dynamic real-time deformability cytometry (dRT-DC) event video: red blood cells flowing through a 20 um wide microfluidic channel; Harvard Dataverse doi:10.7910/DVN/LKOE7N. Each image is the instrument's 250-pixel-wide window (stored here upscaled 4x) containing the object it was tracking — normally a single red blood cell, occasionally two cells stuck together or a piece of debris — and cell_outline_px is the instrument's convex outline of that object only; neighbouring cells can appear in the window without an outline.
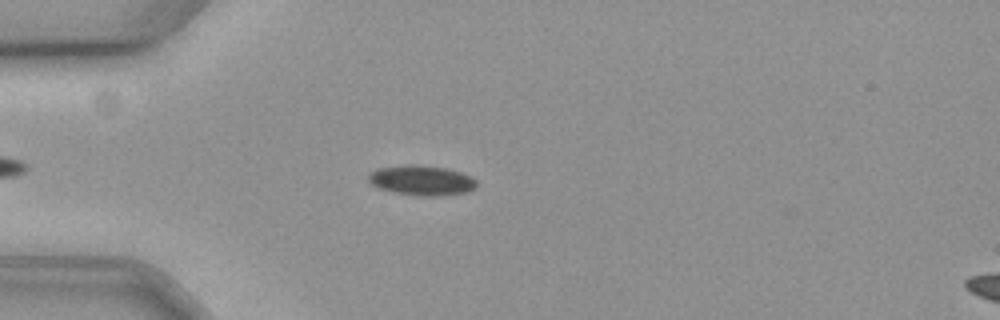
{"species": "common noctule bat (a hibernating species)", "species_latin": "Nyctalus noctula", "temperature_condition": "cold", "stored_images_in_passage": 51, "camera_frame_rate_fps": 3000, "um_per_image_px": 0.085, "animal": {"sex": "female", "body_mass_g": 19.3, "forearm_length_mm": 54.1}, "frame": {"image": 1, "passage_image": 9, "time_ms": 2.667, "image_size_px": [1000, 320], "cell_outline_px": [[476, 184], [472, 188], [464, 192], [436, 196], [420, 196], [396, 192], [380, 188], [372, 184], [368, 180], [368, 172], [376, 168], [408, 164], [416, 164], [444, 168], [460, 172], [476, 180]], "centroid_in_image_um": [35.76, 15.31], "position_along_channel_um": 49.2, "area_um2": 18.61}}
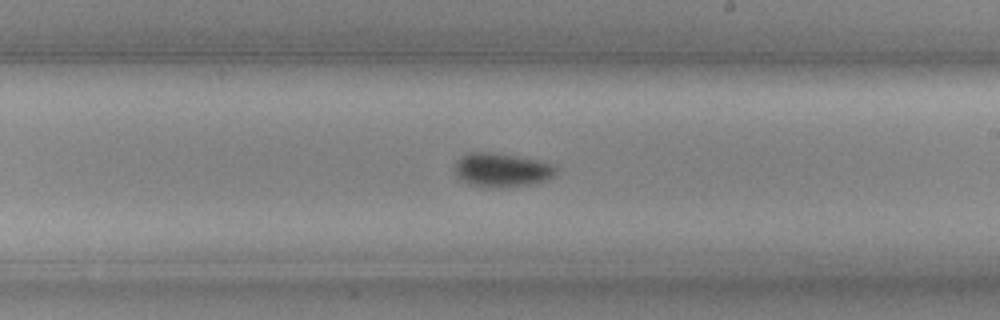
{"frame": {"image": 2, "passage_image": 27, "time_ms": 8.667, "image_size_px": [1000, 320], "cell_outline_px": [[556, 168], [552, 176], [544, 180], [528, 184], [500, 188], [496, 188], [472, 184], [456, 176], [456, 160], [468, 152], [492, 152], [516, 156], [556, 164]], "centroid_in_image_um": [42.64, 14.43], "position_along_channel_um": 246.4, "area_um2": 19.59}}
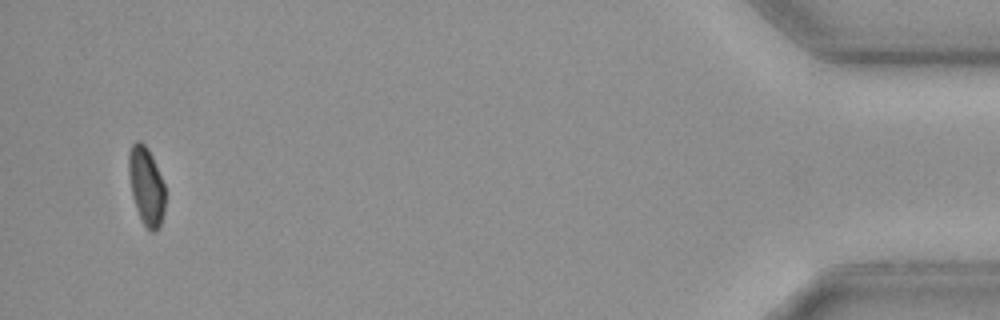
{"frame": {"image": 3, "passage_image": 49, "time_ms": 16.0, "image_size_px": [1000, 320], "cell_outline_px": [[164, 212], [160, 228], [156, 232], [152, 232], [144, 224], [136, 208], [132, 196], [128, 172], [128, 152], [132, 144], [136, 140], [140, 140], [148, 148], [152, 156], [164, 184]], "centroid_in_image_um": [12.42, 15.79], "position_along_channel_um": 422.8, "area_um2": 16.65}, "authors_computed_cell_mechanics": {"area_um2": 18.3804, "velocity_mm_per_s": 3.5611, "shape_relaxation_time_tau1_ms": 4.8864, "shape_relaxation_time_tau2_ms": null, "deformation_change_tau1": 0.0891, "deformation_change_tau2": null}}